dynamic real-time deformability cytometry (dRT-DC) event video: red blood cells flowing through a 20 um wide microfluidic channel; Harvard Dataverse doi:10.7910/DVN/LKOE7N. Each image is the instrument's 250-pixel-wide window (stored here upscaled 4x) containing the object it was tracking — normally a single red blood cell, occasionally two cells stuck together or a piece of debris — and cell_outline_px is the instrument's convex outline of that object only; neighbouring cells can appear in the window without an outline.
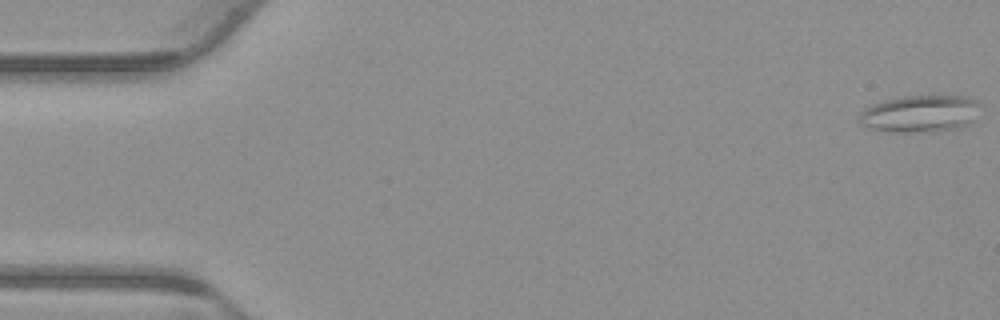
{"species": "common noctule bat (a hibernating species)", "species_latin": "Nyctalus noctula", "temperature_condition": "warm", "stored_images_in_passage": 55, "camera_frame_rate_fps": 3000, "um_per_image_px": 0.085, "animal": {"sex": "male", "body_mass_g": 23.1, "forearm_length_mm": 52.7}, "frame": {"image": 1, "passage_image": 1, "time_ms": 0.0, "image_size_px": [1000, 320], "cell_outline_px": [[980, 104], [972, 120], [968, 124], [956, 128], [928, 132], [888, 132], [868, 128], [860, 124], [856, 120], [860, 112], [864, 108], [872, 104], [884, 100], [904, 96], [936, 92], [968, 96], [976, 100]], "centroid_in_image_um": [78.18, 9.61], "position_along_channel_um": 6.8, "area_um2": 27.22}}
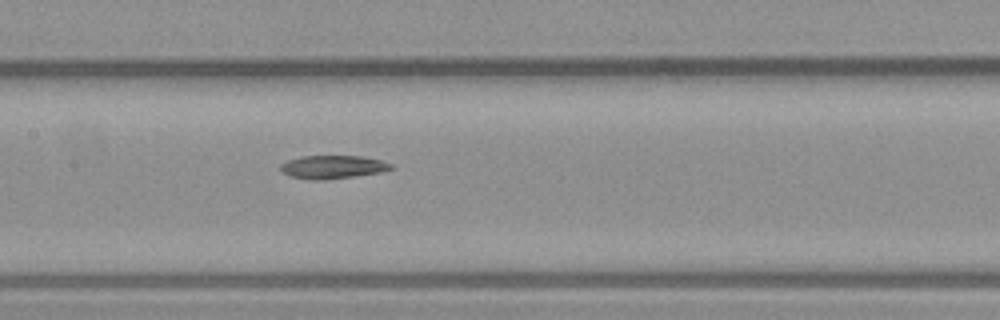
{"frame": {"image": 2, "passage_image": 26, "time_ms": 8.333, "image_size_px": [1000, 320], "cell_outline_px": [[392, 168], [380, 172], [356, 176], [324, 180], [308, 180], [292, 176], [284, 172], [280, 168], [280, 164], [288, 160], [300, 156], [364, 156], [380, 160], [392, 164]], "centroid_in_image_um": [28.27, 14.19], "position_along_channel_um": 179.1, "area_um2": 14.91}}
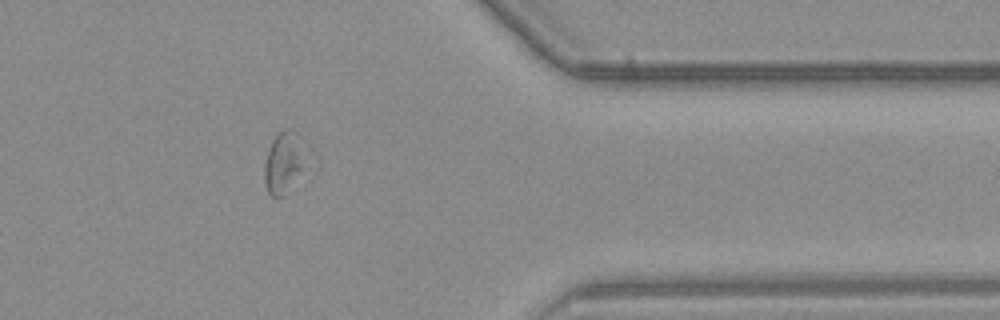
{"frame": {"image": 3, "passage_image": 44, "time_ms": 14.333, "image_size_px": [1000, 320], "cell_outline_px": [[320, 164], [284, 196], [272, 196], [268, 192], [264, 180], [264, 164], [268, 148], [272, 140], [284, 128], [292, 128], [316, 152]], "centroid_in_image_um": [24.48, 13.8], "position_along_channel_um": 386.9, "area_um2": 18.26}}